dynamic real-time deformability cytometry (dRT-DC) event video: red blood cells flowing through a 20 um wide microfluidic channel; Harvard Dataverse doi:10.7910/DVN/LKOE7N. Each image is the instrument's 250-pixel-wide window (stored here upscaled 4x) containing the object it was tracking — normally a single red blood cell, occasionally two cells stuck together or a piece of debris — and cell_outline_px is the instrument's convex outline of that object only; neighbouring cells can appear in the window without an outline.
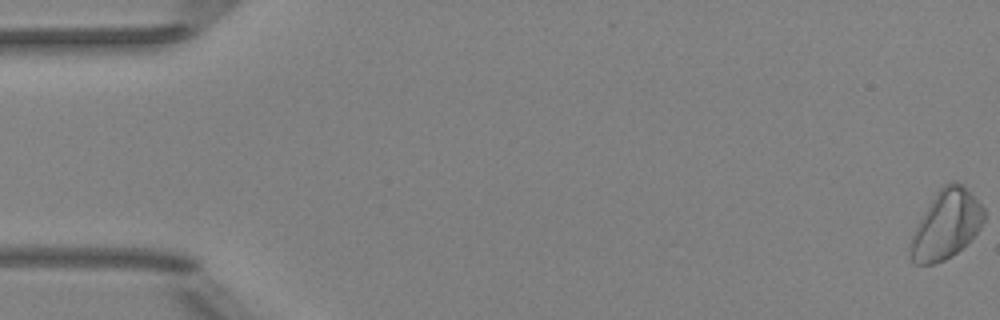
{"species": "Egyptian fruit bat (a non-hibernating species)", "species_latin": "Rousettus aegyptiacus", "temperature_condition": "room temperature", "stored_images_in_passage": 7, "segment_of_instrument_passage": [1, 2], "camera_frame_rate_fps": 3000, "um_per_image_px": 0.085, "animal": {"sex": "female"}, "frame": {"image": 1, "passage_image": 1, "time_ms": 0.0, "image_size_px": [1000, 320], "cell_outline_px": [[984, 220], [980, 228], [952, 256], [944, 260], [932, 264], [916, 264], [908, 256], [912, 236], [920, 220], [936, 192], [944, 184], [960, 184], [984, 208]], "centroid_in_image_um": [80.4, 19.14], "position_along_channel_um": 4.6, "area_um2": 28.38}}
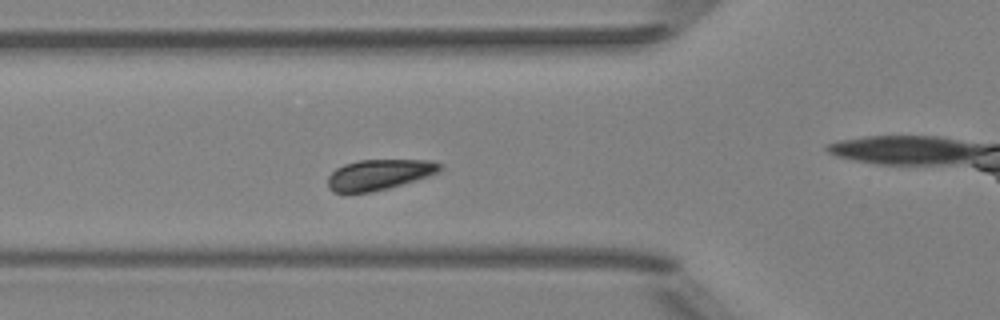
{"frame": {"image": 2, "passage_image": 6, "time_ms": 5.667, "image_size_px": [1000, 320], "cell_outline_px": [[444, 168], [440, 172], [416, 180], [388, 188], [372, 192], [332, 192], [328, 188], [328, 176], [336, 168], [344, 164], [360, 160], [432, 160], [444, 164]], "centroid_in_image_um": [32.27, 14.83], "position_along_channel_um": 93.5, "area_um2": 20.06}}